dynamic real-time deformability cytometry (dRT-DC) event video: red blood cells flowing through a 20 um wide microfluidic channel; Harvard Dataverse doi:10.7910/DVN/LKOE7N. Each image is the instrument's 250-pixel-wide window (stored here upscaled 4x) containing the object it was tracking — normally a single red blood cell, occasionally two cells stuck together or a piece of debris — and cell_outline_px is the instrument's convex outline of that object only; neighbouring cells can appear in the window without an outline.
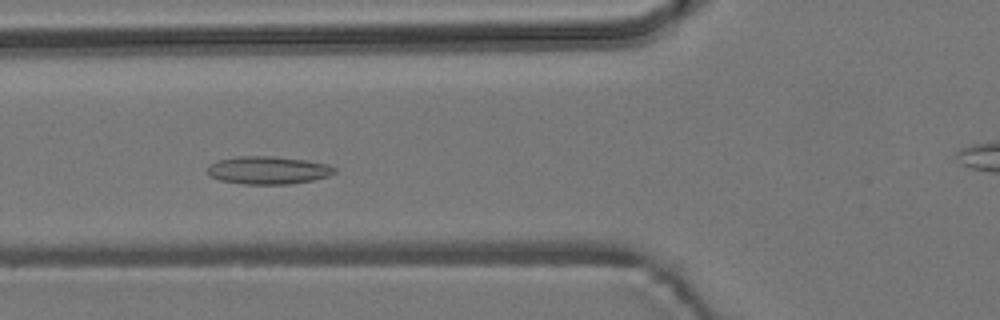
{"species": "common noctule bat (a hibernating species)", "species_latin": "Nyctalus noctula", "temperature_condition": "room temperature", "stored_images_in_passage": 54, "camera_frame_rate_fps": 3000, "um_per_image_px": 0.085, "animal": {"sex": "male", "body_mass_g": 19.2, "forearm_length_mm": 51.8}, "frame": {"image": 1, "passage_image": 18, "time_ms": 5.667, "image_size_px": [1000, 320], "cell_outline_px": [[336, 172], [328, 176], [312, 180], [288, 184], [244, 184], [220, 180], [208, 176], [208, 168], [212, 164], [220, 160], [240, 156], [276, 156], [308, 160], [328, 164], [336, 168]], "centroid_in_image_um": [22.83, 14.46], "position_along_channel_um": 103.0, "area_um2": 20.58}}
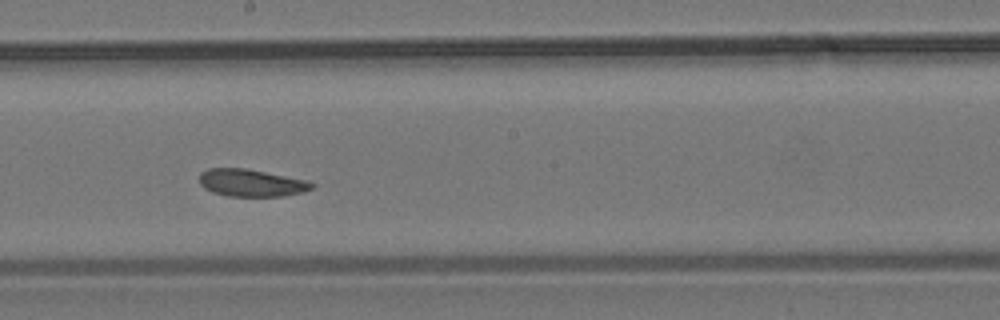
{"frame": {"image": 2, "passage_image": 28, "time_ms": 9.0, "image_size_px": [1000, 320], "cell_outline_px": [[316, 184], [312, 188], [304, 192], [284, 196], [228, 196], [212, 192], [204, 188], [200, 184], [200, 172], [208, 168], [248, 168], [308, 180]], "centroid_in_image_um": [21.38, 15.53], "position_along_channel_um": 226.8, "area_um2": 18.15}}
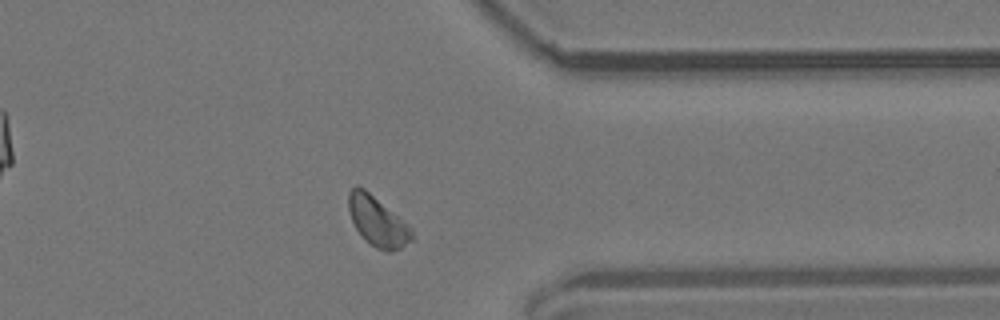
{"frame": {"image": 3, "passage_image": 41, "time_ms": 13.333, "image_size_px": [1000, 320], "cell_outline_px": [[412, 240], [400, 248], [388, 252], [376, 248], [364, 240], [360, 236], [352, 220], [348, 208], [348, 192], [356, 184], [364, 188], [408, 224], [412, 228]], "centroid_in_image_um": [32.06, 18.81], "position_along_channel_um": 379.3, "area_um2": 18.26}, "authors_computed_cell_mechanics": {"area_um2": 18.6694, "velocity_mm_per_s": 3.7128, "shape_relaxation_time_tau1_ms": 5.6092, "shape_relaxation_time_tau2_ms": 6.7059, "deformation_change_tau1": 0.0779, "deformation_change_tau2": 0.1373}}